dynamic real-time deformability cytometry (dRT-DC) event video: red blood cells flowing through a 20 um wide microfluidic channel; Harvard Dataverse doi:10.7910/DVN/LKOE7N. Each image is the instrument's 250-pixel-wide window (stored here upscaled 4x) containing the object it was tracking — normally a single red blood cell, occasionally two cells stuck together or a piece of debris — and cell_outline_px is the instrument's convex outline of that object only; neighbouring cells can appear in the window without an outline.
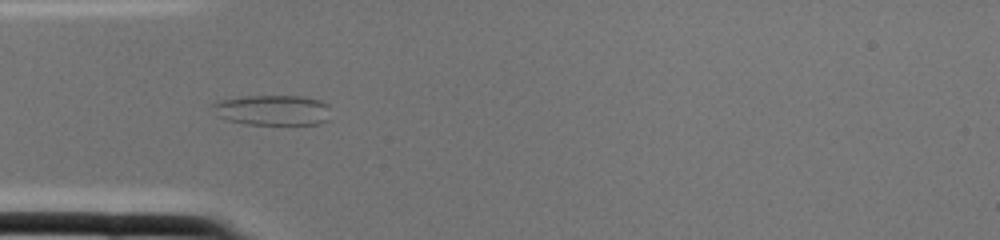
{"species": "common noctule bat (a hibernating species)", "species_latin": "Nyctalus noctula", "temperature_condition": "cold", "stored_images_in_passage": 3, "camera_frame_rate_fps": 3000, "um_per_image_px": 0.085, "animal": {"sex": "female", "body_mass_g": 22.0, "forearm_length_mm": 56.7}, "frame": {"image": 1, "passage_image": 3, "time_ms": 0.667, "image_size_px": [1000, 240], "cell_outline_px": [[328, 120], [320, 124], [244, 124], [228, 120], [216, 116], [208, 104], [220, 100], [248, 96], [304, 96], [320, 100], [328, 104]], "centroid_in_image_um": [23.12, 9.36], "position_along_channel_um": 61.9, "area_um2": 21.1}}